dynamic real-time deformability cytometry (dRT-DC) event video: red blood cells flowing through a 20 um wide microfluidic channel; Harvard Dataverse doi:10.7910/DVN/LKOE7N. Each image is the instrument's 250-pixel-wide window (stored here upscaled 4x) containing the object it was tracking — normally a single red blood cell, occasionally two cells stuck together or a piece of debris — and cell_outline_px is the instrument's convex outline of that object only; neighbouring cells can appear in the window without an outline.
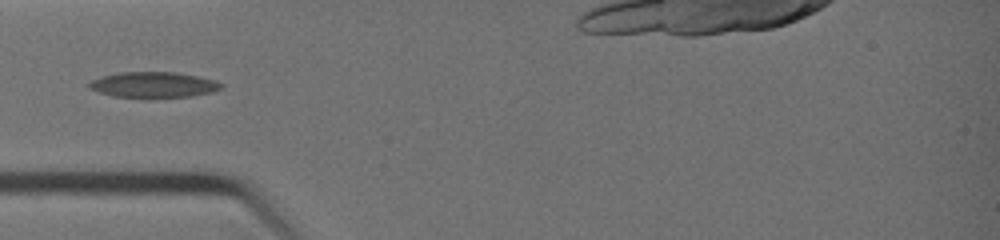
{"species": "common noctule bat (a hibernating species)", "species_latin": "Nyctalus noctula", "temperature_condition": "warm", "stored_images_in_passage": 31, "camera_frame_rate_fps": 3000, "um_per_image_px": 0.085, "animal": {"sex": "female", "body_mass_g": 19.0, "forearm_length_mm": 51.5}, "frame": {"image": 1, "passage_image": 2, "time_ms": 0.333, "image_size_px": [1000, 240], "cell_outline_px": [[224, 88], [212, 92], [192, 96], [112, 96], [88, 88], [84, 84], [100, 76], [120, 72], [176, 72], [216, 80], [224, 84]], "centroid_in_image_um": [13.04, 7.18], "position_along_channel_um": 72.0, "area_um2": 19.54}}
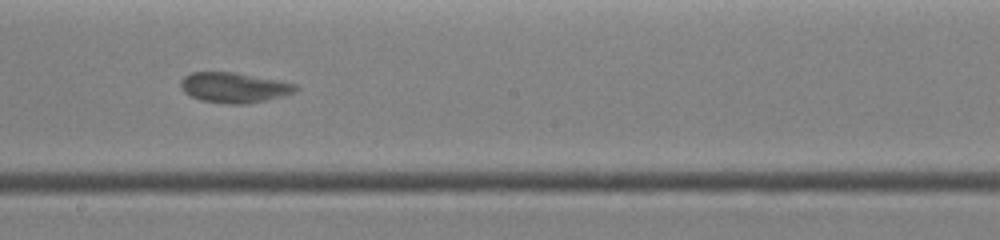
{"frame": {"image": 2, "passage_image": 12, "time_ms": 3.667, "image_size_px": [1000, 240], "cell_outline_px": [[300, 88], [296, 92], [264, 100], [244, 104], [228, 104], [200, 100], [184, 92], [180, 88], [180, 80], [184, 76], [192, 72], [236, 72], [280, 80], [296, 84]], "centroid_in_image_um": [19.89, 7.43], "position_along_channel_um": 228.3, "area_um2": 20.35}}
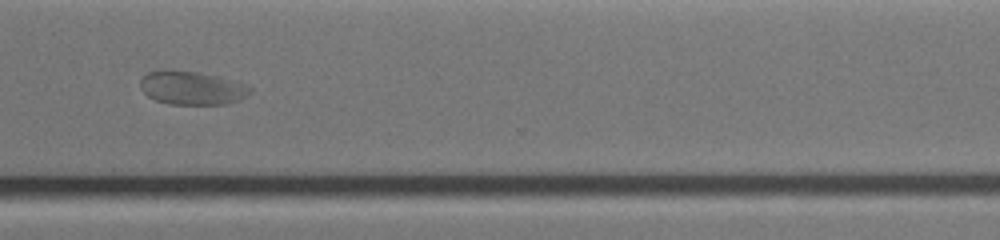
{"frame": {"image": 3, "passage_image": 20, "time_ms": 6.333, "image_size_px": [1000, 240], "cell_outline_px": [[252, 92], [240, 100], [228, 104], [168, 104], [156, 100], [148, 96], [144, 92], [140, 84], [140, 80], [148, 72], [196, 72], [244, 84], [252, 88]], "centroid_in_image_um": [16.34, 7.52], "position_along_channel_um": 354.3, "area_um2": 20.63}, "authors_computed_cell_mechanics": {"area_um2": 20.3456, "velocity_mm_per_s": 4.6915, "shape_relaxation_time_tau1_ms": 4.8676, "shape_relaxation_time_tau2_ms": 0.8452, "deformation_change_tau1": 0.1635, "deformation_change_tau2": 0.0467}}